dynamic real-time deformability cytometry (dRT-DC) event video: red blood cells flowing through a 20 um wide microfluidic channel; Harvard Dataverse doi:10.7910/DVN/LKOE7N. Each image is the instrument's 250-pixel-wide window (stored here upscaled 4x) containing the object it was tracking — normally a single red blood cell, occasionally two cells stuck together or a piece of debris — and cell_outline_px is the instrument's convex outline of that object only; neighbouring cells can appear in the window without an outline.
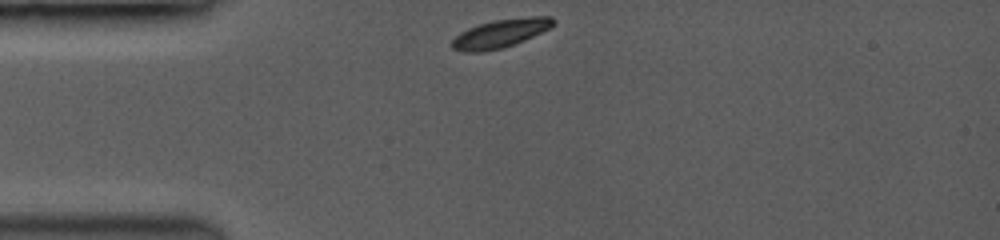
{"species": "common noctule bat (a hibernating species)", "species_latin": "Nyctalus noctula", "temperature_condition": "room temperature", "stored_images_in_passage": 38, "camera_frame_rate_fps": 3500, "um_per_image_px": 0.085, "animal": {"sex": "female", "body_mass_g": 19.0, "forearm_length_mm": 53.3}, "frame": {"image": 1, "passage_image": 1, "time_ms": 0.0, "image_size_px": [1000, 240], "cell_outline_px": [[556, 20], [548, 28], [532, 36], [504, 48], [480, 52], [464, 52], [452, 48], [452, 40], [460, 32], [476, 24], [496, 20], [528, 16], [552, 16]], "centroid_in_image_um": [42.5, 2.83], "position_along_channel_um": 42.5, "area_um2": 16.65}}
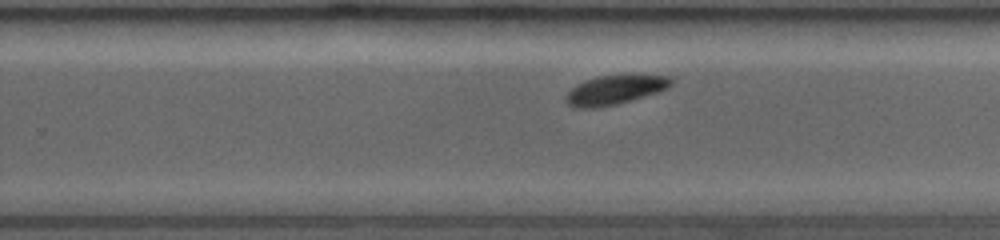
{"frame": {"image": 2, "passage_image": 24, "time_ms": 6.571, "image_size_px": [1000, 240], "cell_outline_px": [[672, 84], [668, 88], [656, 92], [628, 100], [612, 104], [592, 108], [580, 108], [568, 104], [568, 92], [572, 88], [588, 80], [600, 76], [668, 76], [672, 80]], "centroid_in_image_um": [52.28, 7.64], "position_along_channel_um": 277.5, "area_um2": 16.7}}
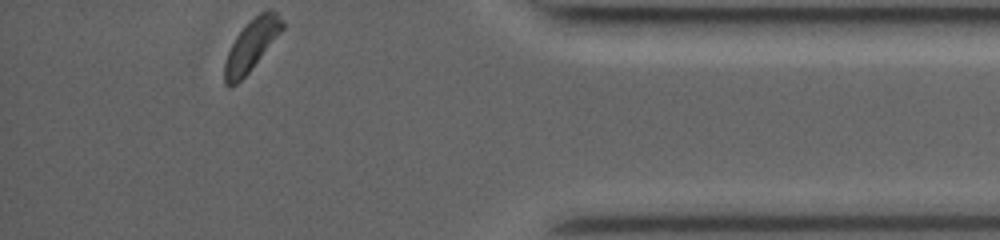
{"frame": {"image": 3, "passage_image": 38, "time_ms": 10.571, "image_size_px": [1000, 240], "cell_outline_px": [[284, 28], [248, 72], [232, 88], [228, 88], [224, 84], [224, 64], [228, 52], [236, 36], [260, 12], [276, 12], [284, 24]], "centroid_in_image_um": [21.33, 3.91], "position_along_channel_um": 413.9, "area_um2": 16.47}}